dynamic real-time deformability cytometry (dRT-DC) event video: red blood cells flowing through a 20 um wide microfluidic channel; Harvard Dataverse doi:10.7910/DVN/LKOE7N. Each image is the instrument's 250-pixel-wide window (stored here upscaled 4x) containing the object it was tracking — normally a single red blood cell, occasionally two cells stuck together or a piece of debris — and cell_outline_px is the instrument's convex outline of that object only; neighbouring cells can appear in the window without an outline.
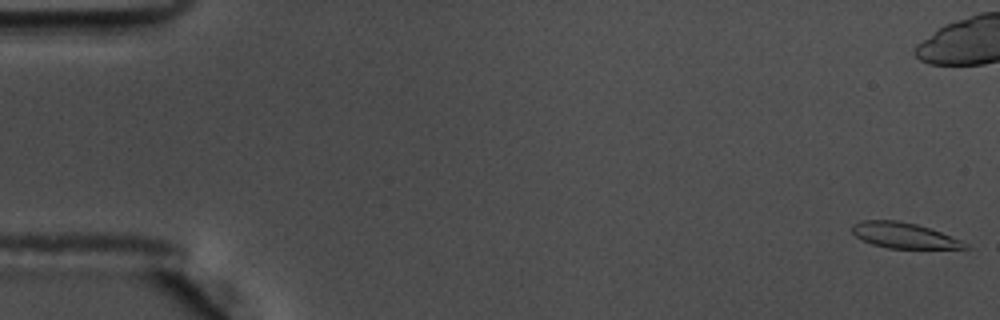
{"species": "common noctule bat (a hibernating species)", "species_latin": "Nyctalus noctula", "temperature_condition": "warm", "stored_images_in_passage": 58, "camera_frame_rate_fps": 3000, "um_per_image_px": 0.085, "animal": {"sex": "male", "body_mass_g": 17.5, "forearm_length_mm": 52.3}, "frame": {"image": 1, "passage_image": 1, "time_ms": 0.0, "image_size_px": [1000, 320], "cell_outline_px": [[972, 248], [888, 248], [872, 244], [856, 236], [852, 232], [852, 224], [860, 220], [896, 220], [916, 224], [940, 232], [960, 240], [968, 244]], "centroid_in_image_um": [76.8, 20.0], "position_along_channel_um": 8.2, "area_um2": 16.59}, "authors_computed_cell_mechanics": {"area_um2": 18.6116, "velocity_mm_per_s": 3.5956, "shape_relaxation_time_tau1_ms": null, "shape_relaxation_time_tau2_ms": 3.2893, "deformation_change_tau1": null, "deformation_change_tau2": 0.0961}}